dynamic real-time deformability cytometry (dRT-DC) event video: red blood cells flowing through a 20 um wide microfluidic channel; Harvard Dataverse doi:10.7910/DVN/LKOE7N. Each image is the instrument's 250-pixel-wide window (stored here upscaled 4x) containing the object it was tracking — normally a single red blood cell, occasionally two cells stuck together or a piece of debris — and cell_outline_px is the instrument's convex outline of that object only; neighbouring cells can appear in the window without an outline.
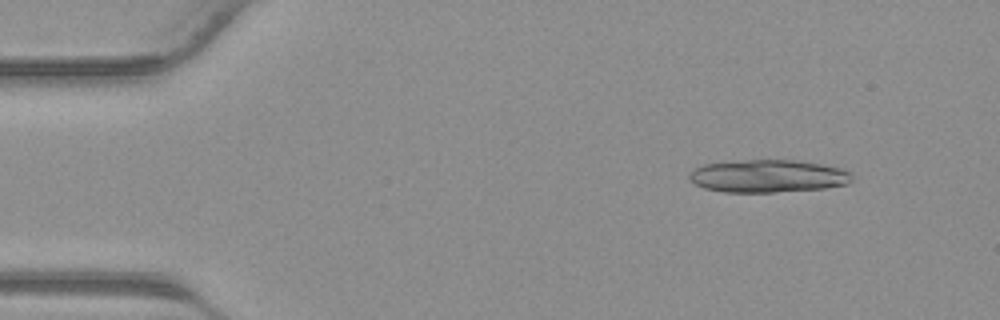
{"species": "common noctule bat (a hibernating species)", "species_latin": "Nyctalus noctula", "temperature_condition": "warm", "stored_images_in_passage": 14, "camera_frame_rate_fps": 3000, "um_per_image_px": 0.085, "animal": {"sex": "male", "body_mass_g": 23.1, "forearm_length_mm": 52.7}, "frame": {"image": 1, "passage_image": 3, "time_ms": 0.667, "image_size_px": [1000, 320], "cell_outline_px": [[852, 180], [848, 184], [824, 188], [772, 192], [724, 192], [704, 188], [688, 180], [688, 176], [696, 168], [704, 164], [748, 160], [796, 160], [820, 164], [840, 168], [852, 172]], "centroid_in_image_um": [65.3, 14.97], "position_along_channel_um": 19.7, "area_um2": 30.87}}